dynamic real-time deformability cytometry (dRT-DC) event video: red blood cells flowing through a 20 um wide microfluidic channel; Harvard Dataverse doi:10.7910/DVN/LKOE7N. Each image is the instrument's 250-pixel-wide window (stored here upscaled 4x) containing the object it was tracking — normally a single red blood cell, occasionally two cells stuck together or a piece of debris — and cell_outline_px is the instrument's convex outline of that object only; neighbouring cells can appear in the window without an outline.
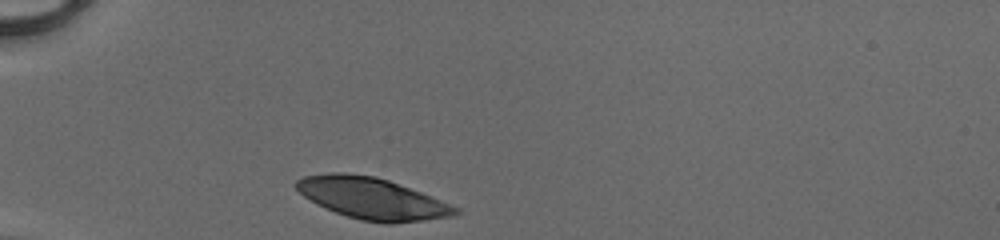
{"species": "human", "species_latin": "Homo sapiens", "temperature_condition": "cold", "stored_images_in_passage": 28, "camera_frame_rate_fps": 3000, "um_per_image_px": 0.085, "donor": {"sex": "male"}, "frame": {"image": 1, "passage_image": 1, "time_ms": 0.0, "image_size_px": [1000, 240], "cell_outline_px": [[460, 212], [452, 216], [392, 224], [388, 224], [360, 220], [336, 212], [316, 204], [304, 196], [292, 184], [296, 180], [304, 176], [328, 172], [344, 172], [372, 176], [388, 180], [420, 192], [460, 208]], "centroid_in_image_um": [31.58, 16.86], "position_along_channel_um": 53.4, "area_um2": 38.26}}
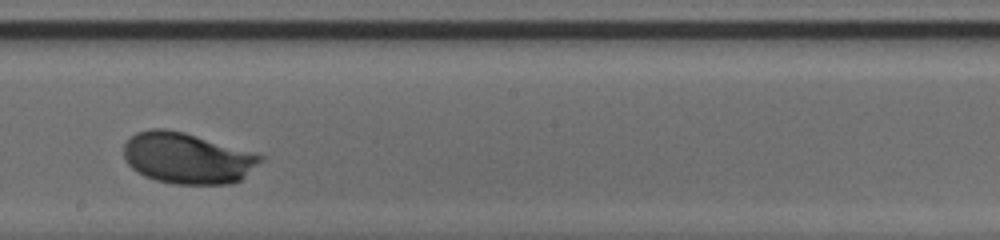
{"frame": {"image": 2, "passage_image": 16, "time_ms": 5.0, "image_size_px": [1000, 240], "cell_outline_px": [[264, 160], [240, 180], [232, 184], [172, 184], [156, 180], [144, 176], [132, 168], [128, 164], [124, 156], [124, 144], [136, 132], [152, 128], [164, 128], [184, 132], [260, 152], [264, 156]], "centroid_in_image_um": [15.99, 13.43], "position_along_channel_um": 232.2, "area_um2": 41.27}}
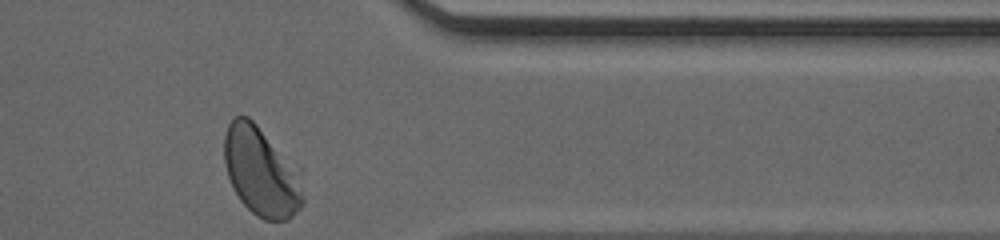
{"frame": {"image": 3, "passage_image": 28, "time_ms": 9.0, "image_size_px": [1000, 240], "cell_outline_px": [[304, 204], [288, 220], [264, 220], [256, 216], [240, 200], [228, 176], [224, 164], [224, 136], [228, 124], [236, 116], [248, 116], [300, 168], [304, 200]], "centroid_in_image_um": [22.23, 14.6], "position_along_channel_um": 389.2, "area_um2": 41.1}, "authors_computed_cell_mechanics": {"area_um2": 39.8242, "velocity_mm_per_s": 4.0871, "shape_relaxation_time_tau1_ms": 2.0201, "shape_relaxation_time_tau2_ms": null, "deformation_change_tau1": 0.1589, "deformation_change_tau2": null}}